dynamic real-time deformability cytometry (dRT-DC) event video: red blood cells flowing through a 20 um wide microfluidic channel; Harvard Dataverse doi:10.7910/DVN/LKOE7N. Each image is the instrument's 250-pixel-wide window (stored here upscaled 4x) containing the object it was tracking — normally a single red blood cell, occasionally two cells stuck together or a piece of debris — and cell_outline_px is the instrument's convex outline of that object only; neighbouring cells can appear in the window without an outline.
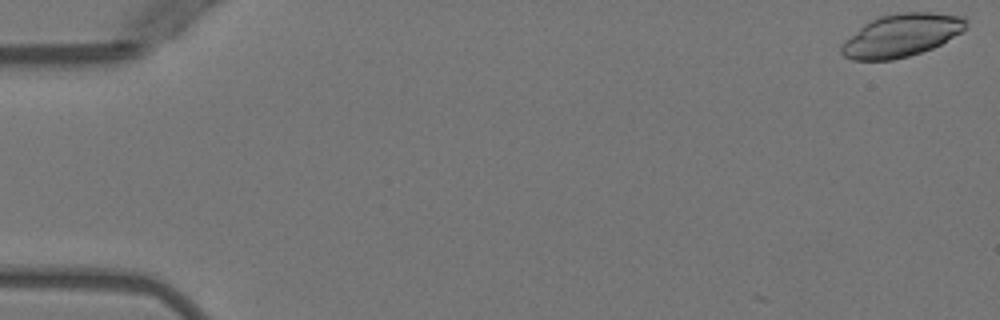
{"species": "Egyptian fruit bat (a non-hibernating species)", "species_latin": "Rousettus aegyptiacus", "temperature_condition": "warm", "stored_images_in_passage": 3, "camera_frame_rate_fps": 3000, "um_per_image_px": 0.085, "animal": {"sex": "female"}, "frame": {"image": 1, "passage_image": 1, "time_ms": 0.0, "image_size_px": [1000, 320], "cell_outline_px": [[968, 24], [960, 32], [940, 44], [932, 48], [908, 56], [892, 60], [852, 60], [844, 56], [840, 52], [840, 48], [844, 40], [864, 24], [880, 16], [896, 12], [932, 12], [964, 16], [968, 20]], "centroid_in_image_um": [76.6, 2.99], "position_along_channel_um": 8.4, "area_um2": 31.04}}